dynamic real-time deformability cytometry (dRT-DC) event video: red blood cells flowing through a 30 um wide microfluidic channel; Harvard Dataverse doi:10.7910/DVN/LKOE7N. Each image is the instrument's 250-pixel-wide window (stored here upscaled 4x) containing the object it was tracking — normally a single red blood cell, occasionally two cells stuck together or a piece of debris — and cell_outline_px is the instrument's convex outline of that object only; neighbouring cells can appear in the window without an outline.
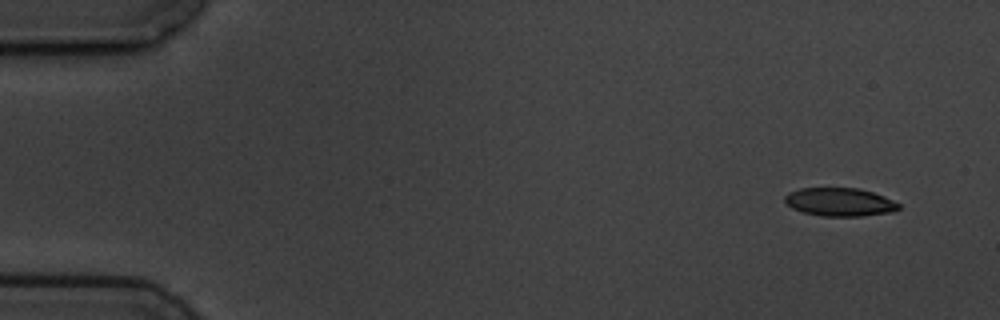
{"species": "common noctule bat (a hibernating species)", "species_latin": "Nyctalus noctula", "temperature_condition": "cold", "stored_images_in_passage": 6, "camera_frame_rate_fps": 3000, "um_per_image_px": 0.085, "animal": {"sex": "male", "body_mass_g": 19.5, "forearm_length_mm": 54.6}, "frame": {"image": 1, "passage_image": 1, "time_ms": 0.0, "image_size_px": [1000, 320], "cell_outline_px": [[900, 208], [892, 212], [860, 216], [820, 216], [804, 212], [792, 208], [784, 200], [784, 196], [788, 192], [800, 188], [860, 188], [884, 196], [900, 204]], "centroid_in_image_um": [71.37, 17.17], "position_along_channel_um": 13.6, "area_um2": 18.79}}
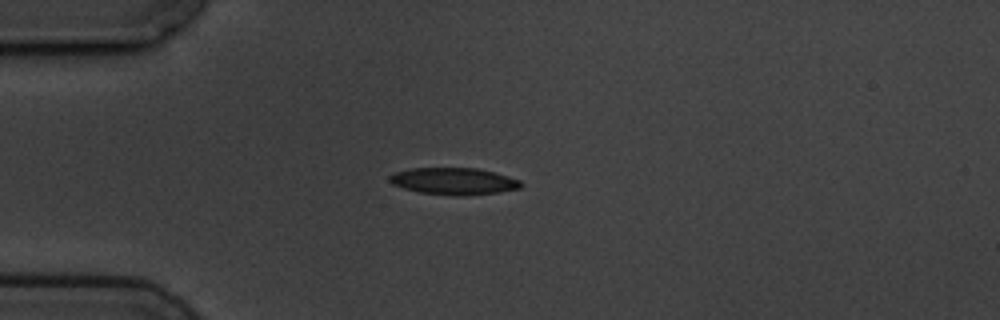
{"frame": {"image": 2, "passage_image": 4, "time_ms": 3.667, "image_size_px": [1000, 320], "cell_outline_px": [[524, 184], [520, 188], [500, 192], [464, 196], [456, 196], [420, 192], [404, 188], [392, 184], [388, 180], [388, 176], [396, 172], [412, 168], [476, 168], [508, 176], [520, 180]], "centroid_in_image_um": [38.58, 15.41], "position_along_channel_um": 46.4, "area_um2": 20.58}}
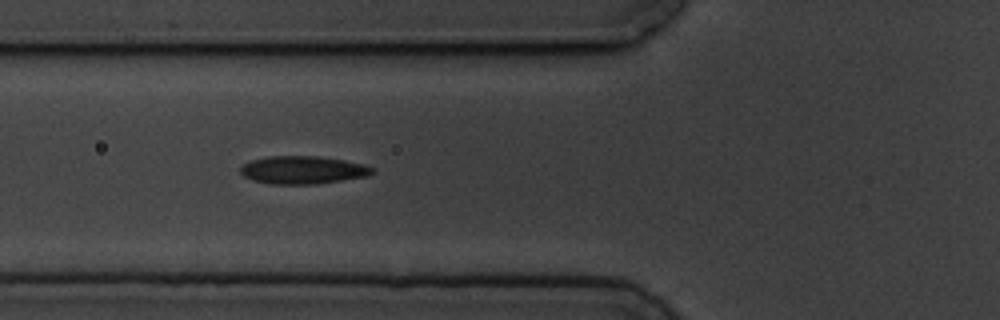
{"frame": {"image": 3, "passage_image": 6, "time_ms": 5.667, "image_size_px": [1000, 320], "cell_outline_px": [[376, 172], [368, 176], [316, 184], [268, 184], [252, 180], [244, 176], [240, 172], [240, 168], [244, 164], [252, 160], [268, 156], [320, 156], [344, 160], [364, 164], [372, 168]], "centroid_in_image_um": [25.75, 14.45], "position_along_channel_um": 100.1, "area_um2": 21.5}}